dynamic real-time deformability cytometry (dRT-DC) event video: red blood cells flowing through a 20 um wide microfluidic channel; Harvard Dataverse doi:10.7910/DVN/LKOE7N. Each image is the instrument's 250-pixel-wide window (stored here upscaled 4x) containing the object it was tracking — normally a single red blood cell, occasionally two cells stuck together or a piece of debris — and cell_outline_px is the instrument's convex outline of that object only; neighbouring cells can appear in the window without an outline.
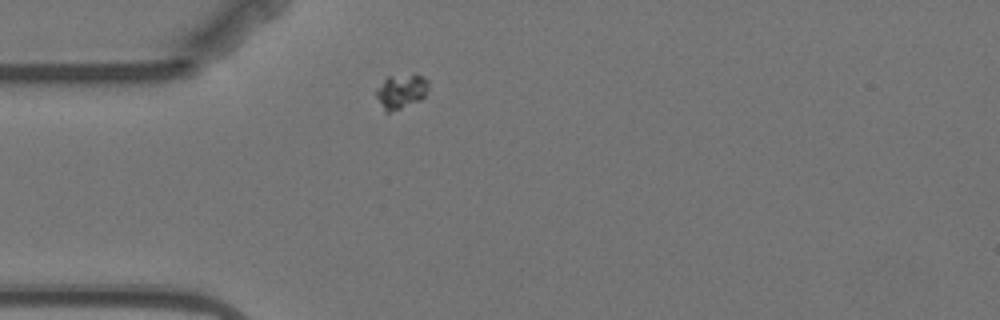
{"species": "Egyptian fruit bat (a non-hibernating species)", "species_latin": "Rousettus aegyptiacus", "temperature_condition": "warm", "stored_images_in_passage": 1, "camera_frame_rate_fps": 3000, "um_per_image_px": 0.085, "animal": {"sex": "female"}, "frame": {"image": 1, "passage_image": 1, "time_ms": 0.0, "image_size_px": [1000, 320], "cell_outline_px": [[428, 88], [424, 96], [420, 100], [400, 108], [388, 112], [384, 112], [376, 96], [376, 88], [388, 76], [412, 72], [416, 72], [424, 76], [428, 80]], "centroid_in_image_um": [34.11, 7.7], "position_along_channel_um": 50.9, "area_um2": 10.75}}